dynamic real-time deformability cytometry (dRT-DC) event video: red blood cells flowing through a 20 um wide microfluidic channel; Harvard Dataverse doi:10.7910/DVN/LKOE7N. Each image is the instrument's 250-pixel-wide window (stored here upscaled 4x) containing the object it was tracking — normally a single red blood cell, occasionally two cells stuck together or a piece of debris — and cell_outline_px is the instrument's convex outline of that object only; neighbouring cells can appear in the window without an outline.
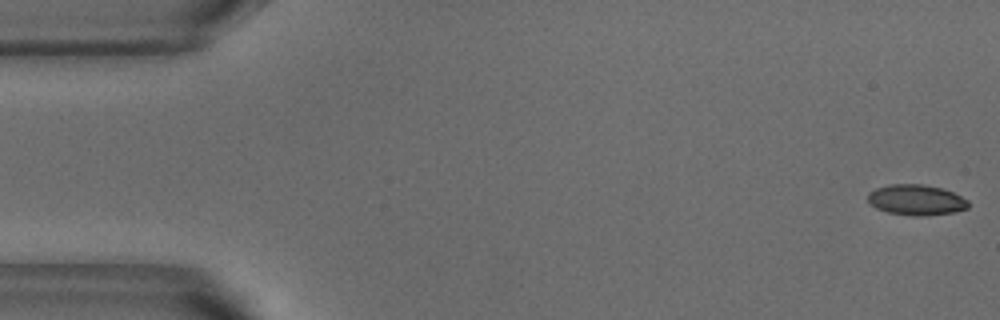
{"species": "common noctule bat (a hibernating species)", "species_latin": "Nyctalus noctula", "temperature_condition": "warm", "stored_images_in_passage": 50, "camera_frame_rate_fps": 3000, "um_per_image_px": 0.085, "animal": {"sex": "male", "body_mass_g": 18.8}, "frame": {"image": 1, "passage_image": 1, "time_ms": 0.0, "image_size_px": [1000, 320], "cell_outline_px": [[968, 208], [956, 212], [920, 216], [912, 216], [888, 212], [876, 208], [868, 200], [868, 192], [876, 188], [888, 184], [924, 184], [944, 188], [968, 200]], "centroid_in_image_um": [77.88, 16.98], "position_along_channel_um": 7.1, "area_um2": 17.98}}
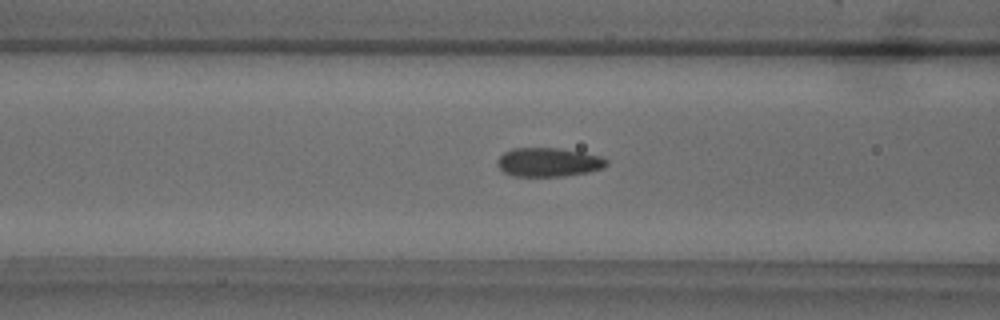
{"frame": {"image": 2, "passage_image": 20, "time_ms": 6.333, "image_size_px": [1000, 320], "cell_outline_px": [[608, 164], [600, 168], [588, 172], [564, 176], [512, 176], [504, 172], [496, 164], [496, 160], [504, 152], [512, 148], [560, 148], [600, 156], [608, 160]], "centroid_in_image_um": [46.58, 13.78], "position_along_channel_um": 120.0, "area_um2": 18.32}}
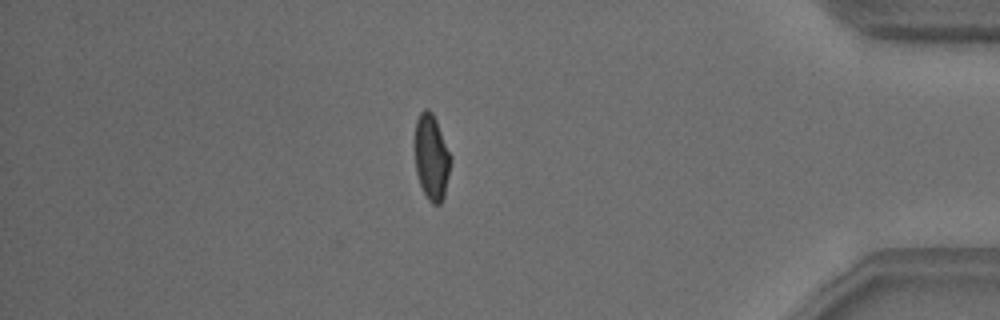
{"frame": {"image": 3, "passage_image": 45, "time_ms": 14.667, "image_size_px": [1000, 320], "cell_outline_px": [[452, 160], [444, 196], [440, 204], [432, 204], [428, 200], [420, 184], [416, 172], [416, 120], [420, 112], [424, 108], [428, 108], [432, 112], [436, 120], [452, 156]], "centroid_in_image_um": [36.7, 13.36], "position_along_channel_um": 398.5, "area_um2": 17.8}, "authors_computed_cell_mechanics": {"area_um2": 18.3226, "velocity_mm_per_s": 3.8131, "shape_relaxation_time_tau1_ms": 3.838, "shape_relaxation_time_tau2_ms": 0.8297, "deformation_change_tau1": 0.1345, "deformation_change_tau2": 0.0566}}